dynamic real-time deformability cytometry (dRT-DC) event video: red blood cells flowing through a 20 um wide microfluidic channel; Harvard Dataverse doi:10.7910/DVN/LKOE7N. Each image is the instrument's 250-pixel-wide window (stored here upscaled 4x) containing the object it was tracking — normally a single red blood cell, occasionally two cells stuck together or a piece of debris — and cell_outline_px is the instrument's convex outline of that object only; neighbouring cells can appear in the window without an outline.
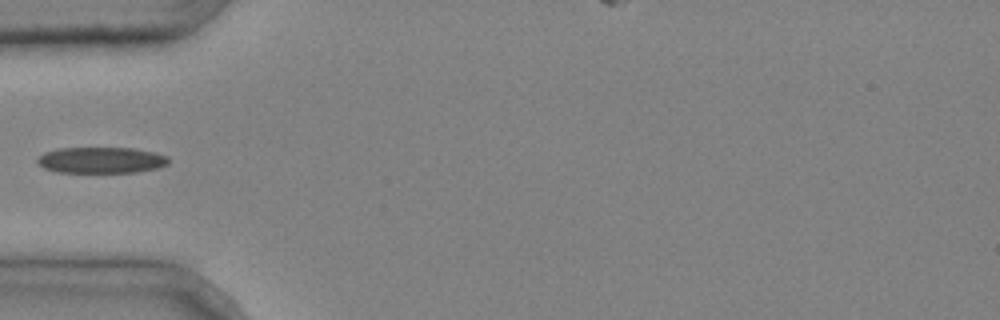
{"species": "common noctule bat (a hibernating species)", "species_latin": "Nyctalus noctula", "temperature_condition": "cold", "stored_images_in_passage": 6, "camera_frame_rate_fps": 3000, "um_per_image_px": 0.085, "animal": {"sex": "male", "body_mass_g": 20.4}, "frame": {"image": 1, "passage_image": 5, "time_ms": 1.333, "image_size_px": [1000, 320], "cell_outline_px": [[168, 164], [156, 168], [136, 172], [56, 172], [44, 168], [36, 160], [44, 152], [56, 148], [132, 148], [156, 152], [168, 156]], "centroid_in_image_um": [8.6, 13.6], "position_along_channel_um": 76.4, "area_um2": 19.94}}